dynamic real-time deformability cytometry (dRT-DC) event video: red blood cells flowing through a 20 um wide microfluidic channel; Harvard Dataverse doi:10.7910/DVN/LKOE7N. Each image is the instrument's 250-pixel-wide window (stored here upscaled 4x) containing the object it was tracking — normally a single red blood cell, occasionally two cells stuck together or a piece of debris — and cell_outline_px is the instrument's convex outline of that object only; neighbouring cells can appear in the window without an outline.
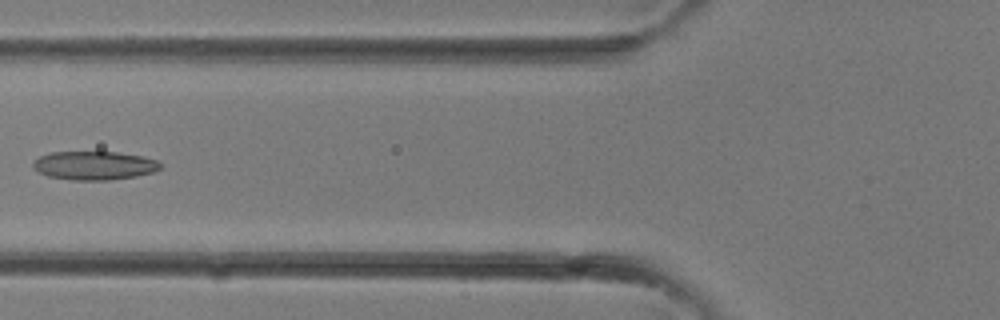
{"species": "common noctule bat (a hibernating species)", "species_latin": "Nyctalus noctula", "temperature_condition": "room temperature", "stored_images_in_passage": 31, "camera_frame_rate_fps": 3000, "um_per_image_px": 0.085, "animal": {"sex": "female"}, "frame": {"image": 1, "passage_image": 11, "time_ms": 3.333, "image_size_px": [1000, 320], "cell_outline_px": [[160, 168], [156, 172], [136, 176], [112, 180], [72, 180], [48, 176], [32, 168], [32, 160], [40, 156], [52, 152], [116, 152], [140, 156], [156, 160], [160, 164]], "centroid_in_image_um": [7.99, 14.07], "position_along_channel_um": 117.8, "area_um2": 21.27}}
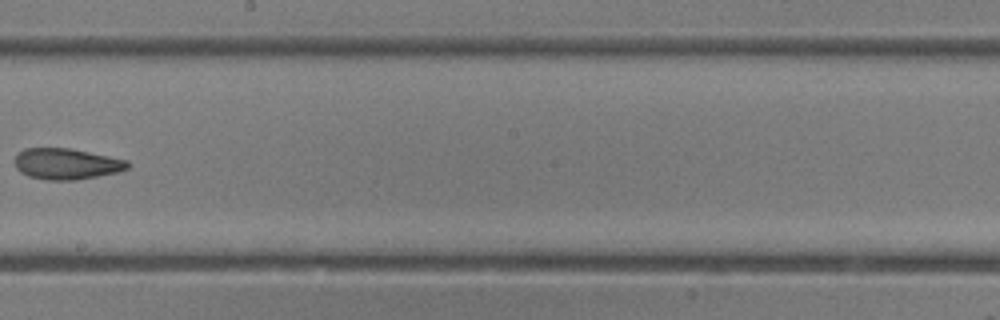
{"frame": {"image": 2, "passage_image": 17, "time_ms": 5.333, "image_size_px": [1000, 320], "cell_outline_px": [[132, 164], [128, 168], [116, 172], [76, 180], [48, 180], [28, 176], [20, 172], [16, 168], [16, 156], [24, 148], [68, 148], [128, 160]], "centroid_in_image_um": [5.66, 13.93], "position_along_channel_um": 242.5, "area_um2": 20.23}}
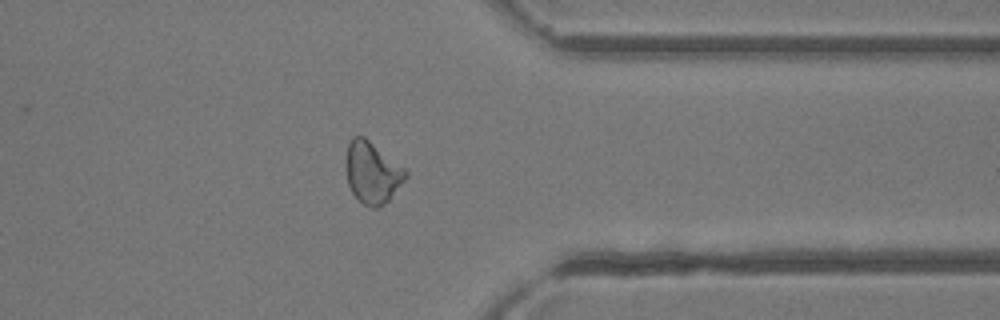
{"frame": {"image": 3, "passage_image": 24, "time_ms": 7.667, "image_size_px": [1000, 320], "cell_outline_px": [[408, 176], [388, 200], [384, 204], [376, 208], [372, 208], [364, 204], [352, 192], [348, 184], [344, 164], [344, 160], [348, 144], [352, 136], [364, 136], [404, 168], [408, 172]], "centroid_in_image_um": [31.6, 14.65], "position_along_channel_um": 379.8, "area_um2": 21.39}}